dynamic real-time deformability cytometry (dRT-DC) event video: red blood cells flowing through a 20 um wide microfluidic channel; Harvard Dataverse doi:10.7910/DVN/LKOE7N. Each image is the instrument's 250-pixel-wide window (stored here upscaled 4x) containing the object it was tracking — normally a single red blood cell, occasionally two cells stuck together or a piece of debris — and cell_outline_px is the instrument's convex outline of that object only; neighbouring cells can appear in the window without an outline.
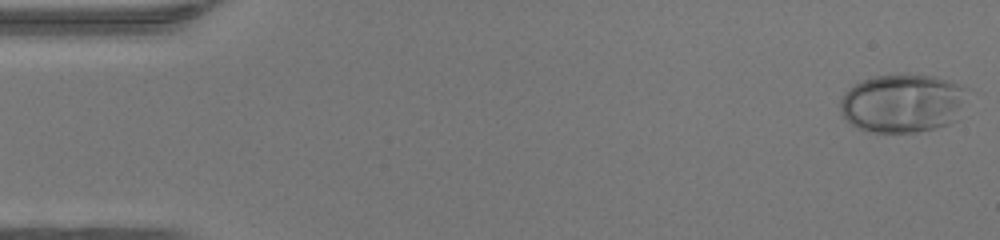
{"species": "human", "species_latin": "Homo sapiens", "temperature_condition": "warm", "stored_images_in_passage": 47, "camera_frame_rate_fps": 3000, "um_per_image_px": 0.085, "donor": {"sex": "female"}, "frame": {"image": 1, "passage_image": 1, "time_ms": 0.0, "image_size_px": [1000, 240], "cell_outline_px": [[968, 88], [956, 120], [948, 124], [916, 132], [868, 132], [856, 128], [844, 120], [840, 108], [840, 100], [844, 92], [848, 88], [872, 76], [904, 72], [932, 76], [948, 80]], "centroid_in_image_um": [76.67, 8.75], "position_along_channel_um": 8.3, "area_um2": 43.93}}
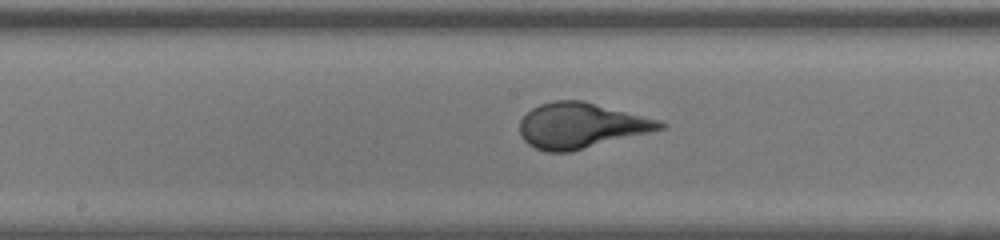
{"frame": {"image": 2, "passage_image": 24, "time_ms": 7.667, "image_size_px": [1000, 240], "cell_outline_px": [[668, 124], [664, 128], [652, 132], [572, 152], [548, 152], [536, 148], [528, 144], [520, 136], [520, 120], [532, 108], [540, 104], [556, 100], [584, 100], [660, 120]], "centroid_in_image_um": [49.41, 10.68], "position_along_channel_um": 198.8, "area_um2": 37.4}}
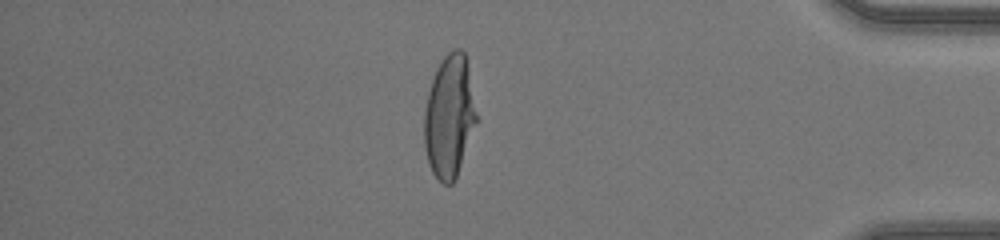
{"frame": {"image": 3, "passage_image": 40, "time_ms": 13.0, "image_size_px": [1000, 240], "cell_outline_px": [[480, 120], [456, 176], [452, 184], [444, 184], [432, 172], [428, 164], [424, 144], [424, 112], [428, 92], [436, 68], [444, 56], [452, 48], [460, 48], [464, 52], [468, 64]], "centroid_in_image_um": [38.24, 9.87], "position_along_channel_um": 397.0, "area_um2": 38.21}, "authors_computed_cell_mechanics": {"area_um2": 37.3966, "velocity_mm_per_s": 4.4082, "shape_relaxation_time_tau1_ms": 3.9888, "shape_relaxation_time_tau2_ms": null, "deformation_change_tau1": 0.2609, "deformation_change_tau2": null}}